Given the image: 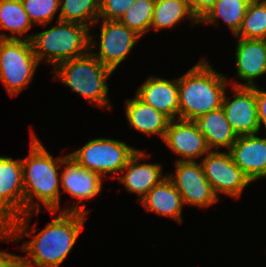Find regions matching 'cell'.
Returning <instances> with one entry per match:
<instances>
[{
	"label": "cell",
	"mask_w": 266,
	"mask_h": 267,
	"mask_svg": "<svg viewBox=\"0 0 266 267\" xmlns=\"http://www.w3.org/2000/svg\"><path fill=\"white\" fill-rule=\"evenodd\" d=\"M30 141V153L26 159H21L25 214L12 220L4 229H0V241L19 242L28 237L31 234L29 221L41 212L42 205L52 216L60 208L58 169H62L63 159L67 155L58 158L51 156L35 133L31 134Z\"/></svg>",
	"instance_id": "obj_1"
},
{
	"label": "cell",
	"mask_w": 266,
	"mask_h": 267,
	"mask_svg": "<svg viewBox=\"0 0 266 267\" xmlns=\"http://www.w3.org/2000/svg\"><path fill=\"white\" fill-rule=\"evenodd\" d=\"M86 204L62 209L48 225L34 234L30 241L20 245L27 253L22 256L23 267H58L69 255L84 228L89 213Z\"/></svg>",
	"instance_id": "obj_2"
},
{
	"label": "cell",
	"mask_w": 266,
	"mask_h": 267,
	"mask_svg": "<svg viewBox=\"0 0 266 267\" xmlns=\"http://www.w3.org/2000/svg\"><path fill=\"white\" fill-rule=\"evenodd\" d=\"M228 79L205 58L178 78L179 119L195 121L222 107Z\"/></svg>",
	"instance_id": "obj_3"
},
{
	"label": "cell",
	"mask_w": 266,
	"mask_h": 267,
	"mask_svg": "<svg viewBox=\"0 0 266 267\" xmlns=\"http://www.w3.org/2000/svg\"><path fill=\"white\" fill-rule=\"evenodd\" d=\"M54 78L98 107L112 109L107 81L113 71L104 66L90 51L75 59L57 64Z\"/></svg>",
	"instance_id": "obj_4"
},
{
	"label": "cell",
	"mask_w": 266,
	"mask_h": 267,
	"mask_svg": "<svg viewBox=\"0 0 266 267\" xmlns=\"http://www.w3.org/2000/svg\"><path fill=\"white\" fill-rule=\"evenodd\" d=\"M55 26L33 34L34 54L41 61L55 67L60 62L75 59L90 51L91 29L75 22L55 21Z\"/></svg>",
	"instance_id": "obj_5"
},
{
	"label": "cell",
	"mask_w": 266,
	"mask_h": 267,
	"mask_svg": "<svg viewBox=\"0 0 266 267\" xmlns=\"http://www.w3.org/2000/svg\"><path fill=\"white\" fill-rule=\"evenodd\" d=\"M38 65L31 41L0 39V81L11 97L29 86Z\"/></svg>",
	"instance_id": "obj_6"
},
{
	"label": "cell",
	"mask_w": 266,
	"mask_h": 267,
	"mask_svg": "<svg viewBox=\"0 0 266 267\" xmlns=\"http://www.w3.org/2000/svg\"><path fill=\"white\" fill-rule=\"evenodd\" d=\"M137 150L120 140L95 138L68 155L83 168L101 177L111 174L112 178H116Z\"/></svg>",
	"instance_id": "obj_7"
},
{
	"label": "cell",
	"mask_w": 266,
	"mask_h": 267,
	"mask_svg": "<svg viewBox=\"0 0 266 267\" xmlns=\"http://www.w3.org/2000/svg\"><path fill=\"white\" fill-rule=\"evenodd\" d=\"M95 24H101L100 34L98 37L97 35L94 37L90 33V52L104 66L114 72L121 62L126 60L134 45L141 39V36L119 20L98 19ZM96 37L100 39L98 43L94 40ZM95 48H98L99 52L91 51Z\"/></svg>",
	"instance_id": "obj_8"
},
{
	"label": "cell",
	"mask_w": 266,
	"mask_h": 267,
	"mask_svg": "<svg viewBox=\"0 0 266 267\" xmlns=\"http://www.w3.org/2000/svg\"><path fill=\"white\" fill-rule=\"evenodd\" d=\"M200 163L206 179L218 198L220 197L218 193H221L237 199L252 183L233 162L229 152L211 150Z\"/></svg>",
	"instance_id": "obj_9"
},
{
	"label": "cell",
	"mask_w": 266,
	"mask_h": 267,
	"mask_svg": "<svg viewBox=\"0 0 266 267\" xmlns=\"http://www.w3.org/2000/svg\"><path fill=\"white\" fill-rule=\"evenodd\" d=\"M25 214L22 162L0 156V229Z\"/></svg>",
	"instance_id": "obj_10"
},
{
	"label": "cell",
	"mask_w": 266,
	"mask_h": 267,
	"mask_svg": "<svg viewBox=\"0 0 266 267\" xmlns=\"http://www.w3.org/2000/svg\"><path fill=\"white\" fill-rule=\"evenodd\" d=\"M175 173L167 174L177 191L181 194L183 204L206 208L218 202V198L204 175L201 163L197 161H175Z\"/></svg>",
	"instance_id": "obj_11"
},
{
	"label": "cell",
	"mask_w": 266,
	"mask_h": 267,
	"mask_svg": "<svg viewBox=\"0 0 266 267\" xmlns=\"http://www.w3.org/2000/svg\"><path fill=\"white\" fill-rule=\"evenodd\" d=\"M233 88L234 98L230 100L225 92L222 109L227 121L237 136H246L260 133L258 121L255 87Z\"/></svg>",
	"instance_id": "obj_12"
},
{
	"label": "cell",
	"mask_w": 266,
	"mask_h": 267,
	"mask_svg": "<svg viewBox=\"0 0 266 267\" xmlns=\"http://www.w3.org/2000/svg\"><path fill=\"white\" fill-rule=\"evenodd\" d=\"M163 142L180 156L176 161H197L211 151L196 122L190 120H170Z\"/></svg>",
	"instance_id": "obj_13"
},
{
	"label": "cell",
	"mask_w": 266,
	"mask_h": 267,
	"mask_svg": "<svg viewBox=\"0 0 266 267\" xmlns=\"http://www.w3.org/2000/svg\"><path fill=\"white\" fill-rule=\"evenodd\" d=\"M235 51L236 73L240 82H232L231 86L255 87V79L266 74V40L237 38Z\"/></svg>",
	"instance_id": "obj_14"
},
{
	"label": "cell",
	"mask_w": 266,
	"mask_h": 267,
	"mask_svg": "<svg viewBox=\"0 0 266 267\" xmlns=\"http://www.w3.org/2000/svg\"><path fill=\"white\" fill-rule=\"evenodd\" d=\"M228 152L251 182L266 179V138L257 134L238 136Z\"/></svg>",
	"instance_id": "obj_15"
},
{
	"label": "cell",
	"mask_w": 266,
	"mask_h": 267,
	"mask_svg": "<svg viewBox=\"0 0 266 267\" xmlns=\"http://www.w3.org/2000/svg\"><path fill=\"white\" fill-rule=\"evenodd\" d=\"M149 156L148 153L145 154L142 150L138 149L120 172V174L123 173V175L117 176L118 183H122L128 193H136L137 197H139L138 201H140L151 188L167 177V174L162 176L163 167L161 164L139 162L141 159H146Z\"/></svg>",
	"instance_id": "obj_16"
},
{
	"label": "cell",
	"mask_w": 266,
	"mask_h": 267,
	"mask_svg": "<svg viewBox=\"0 0 266 267\" xmlns=\"http://www.w3.org/2000/svg\"><path fill=\"white\" fill-rule=\"evenodd\" d=\"M64 170L60 173V188L71 197L80 201L94 199L102 189V180L99 174L83 168L74 159L67 155L63 159Z\"/></svg>",
	"instance_id": "obj_17"
},
{
	"label": "cell",
	"mask_w": 266,
	"mask_h": 267,
	"mask_svg": "<svg viewBox=\"0 0 266 267\" xmlns=\"http://www.w3.org/2000/svg\"><path fill=\"white\" fill-rule=\"evenodd\" d=\"M135 95L170 120L179 119L178 78L170 80L149 76Z\"/></svg>",
	"instance_id": "obj_18"
},
{
	"label": "cell",
	"mask_w": 266,
	"mask_h": 267,
	"mask_svg": "<svg viewBox=\"0 0 266 267\" xmlns=\"http://www.w3.org/2000/svg\"><path fill=\"white\" fill-rule=\"evenodd\" d=\"M145 210L183 223V201L173 182L165 177L140 200Z\"/></svg>",
	"instance_id": "obj_19"
},
{
	"label": "cell",
	"mask_w": 266,
	"mask_h": 267,
	"mask_svg": "<svg viewBox=\"0 0 266 267\" xmlns=\"http://www.w3.org/2000/svg\"><path fill=\"white\" fill-rule=\"evenodd\" d=\"M125 114L131 128L146 135L165 137L170 119L149 104L140 100L136 95L125 102Z\"/></svg>",
	"instance_id": "obj_20"
},
{
	"label": "cell",
	"mask_w": 266,
	"mask_h": 267,
	"mask_svg": "<svg viewBox=\"0 0 266 267\" xmlns=\"http://www.w3.org/2000/svg\"><path fill=\"white\" fill-rule=\"evenodd\" d=\"M195 122L210 150L219 151L220 147L229 150L238 137L227 121L222 107L202 115Z\"/></svg>",
	"instance_id": "obj_21"
},
{
	"label": "cell",
	"mask_w": 266,
	"mask_h": 267,
	"mask_svg": "<svg viewBox=\"0 0 266 267\" xmlns=\"http://www.w3.org/2000/svg\"><path fill=\"white\" fill-rule=\"evenodd\" d=\"M33 24L28 18L21 0H0V29L7 30L0 34V39L32 40L33 35L26 36Z\"/></svg>",
	"instance_id": "obj_22"
},
{
	"label": "cell",
	"mask_w": 266,
	"mask_h": 267,
	"mask_svg": "<svg viewBox=\"0 0 266 267\" xmlns=\"http://www.w3.org/2000/svg\"><path fill=\"white\" fill-rule=\"evenodd\" d=\"M184 18L189 19L192 26L199 23L191 11L189 0H155L150 30L170 29Z\"/></svg>",
	"instance_id": "obj_23"
},
{
	"label": "cell",
	"mask_w": 266,
	"mask_h": 267,
	"mask_svg": "<svg viewBox=\"0 0 266 267\" xmlns=\"http://www.w3.org/2000/svg\"><path fill=\"white\" fill-rule=\"evenodd\" d=\"M251 0H216L214 5L199 20V23L215 24L216 26L223 20L228 25L233 36L241 28L243 18Z\"/></svg>",
	"instance_id": "obj_24"
},
{
	"label": "cell",
	"mask_w": 266,
	"mask_h": 267,
	"mask_svg": "<svg viewBox=\"0 0 266 267\" xmlns=\"http://www.w3.org/2000/svg\"><path fill=\"white\" fill-rule=\"evenodd\" d=\"M58 21L75 22L89 28L99 19L100 0H60Z\"/></svg>",
	"instance_id": "obj_25"
},
{
	"label": "cell",
	"mask_w": 266,
	"mask_h": 267,
	"mask_svg": "<svg viewBox=\"0 0 266 267\" xmlns=\"http://www.w3.org/2000/svg\"><path fill=\"white\" fill-rule=\"evenodd\" d=\"M234 37L266 40V0L250 1L241 28Z\"/></svg>",
	"instance_id": "obj_26"
},
{
	"label": "cell",
	"mask_w": 266,
	"mask_h": 267,
	"mask_svg": "<svg viewBox=\"0 0 266 267\" xmlns=\"http://www.w3.org/2000/svg\"><path fill=\"white\" fill-rule=\"evenodd\" d=\"M155 0H136L119 19L141 37L150 31Z\"/></svg>",
	"instance_id": "obj_27"
},
{
	"label": "cell",
	"mask_w": 266,
	"mask_h": 267,
	"mask_svg": "<svg viewBox=\"0 0 266 267\" xmlns=\"http://www.w3.org/2000/svg\"><path fill=\"white\" fill-rule=\"evenodd\" d=\"M21 3L34 25H49L60 10V0H21Z\"/></svg>",
	"instance_id": "obj_28"
},
{
	"label": "cell",
	"mask_w": 266,
	"mask_h": 267,
	"mask_svg": "<svg viewBox=\"0 0 266 267\" xmlns=\"http://www.w3.org/2000/svg\"><path fill=\"white\" fill-rule=\"evenodd\" d=\"M136 0H100L99 19L119 20Z\"/></svg>",
	"instance_id": "obj_29"
},
{
	"label": "cell",
	"mask_w": 266,
	"mask_h": 267,
	"mask_svg": "<svg viewBox=\"0 0 266 267\" xmlns=\"http://www.w3.org/2000/svg\"><path fill=\"white\" fill-rule=\"evenodd\" d=\"M255 98L260 129L261 126L266 129V91L260 90L258 85L255 86Z\"/></svg>",
	"instance_id": "obj_30"
},
{
	"label": "cell",
	"mask_w": 266,
	"mask_h": 267,
	"mask_svg": "<svg viewBox=\"0 0 266 267\" xmlns=\"http://www.w3.org/2000/svg\"><path fill=\"white\" fill-rule=\"evenodd\" d=\"M216 0H189L192 13L200 20L214 5Z\"/></svg>",
	"instance_id": "obj_31"
},
{
	"label": "cell",
	"mask_w": 266,
	"mask_h": 267,
	"mask_svg": "<svg viewBox=\"0 0 266 267\" xmlns=\"http://www.w3.org/2000/svg\"><path fill=\"white\" fill-rule=\"evenodd\" d=\"M0 267H23L21 256L0 250Z\"/></svg>",
	"instance_id": "obj_32"
}]
</instances>
